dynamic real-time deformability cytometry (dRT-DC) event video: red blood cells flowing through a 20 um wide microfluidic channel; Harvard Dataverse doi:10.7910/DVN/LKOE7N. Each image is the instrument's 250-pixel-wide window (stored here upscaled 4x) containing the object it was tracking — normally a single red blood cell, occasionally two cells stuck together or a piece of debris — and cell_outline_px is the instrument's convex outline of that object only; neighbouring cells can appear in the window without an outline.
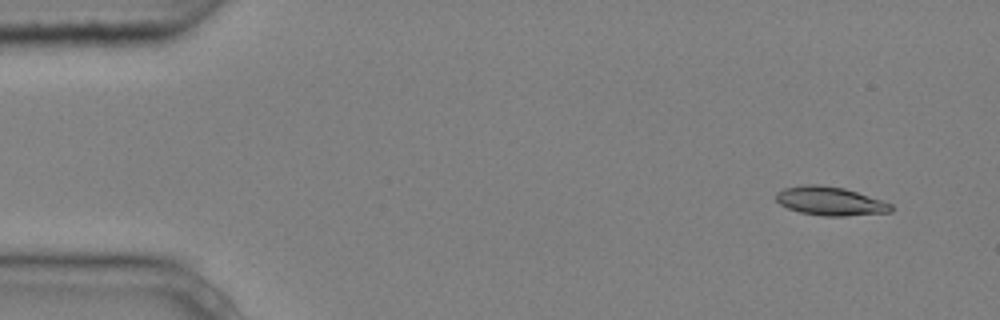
{"species": "common noctule bat (a hibernating species)", "species_latin": "Nyctalus noctula", "temperature_condition": "cold", "stored_images_in_passage": 4, "camera_frame_rate_fps": 3000, "um_per_image_px": 0.085, "animal": {"sex": "male", "body_mass_g": 20.4}, "frame": {"image": 1, "passage_image": 1, "time_ms": 0.0, "image_size_px": [1000, 320], "cell_outline_px": [[896, 208], [892, 212], [844, 216], [824, 216], [800, 212], [788, 208], [780, 204], [776, 200], [776, 192], [784, 188], [800, 184], [820, 184], [844, 188], [892, 204]], "centroid_in_image_um": [70.56, 17.09], "position_along_channel_um": 14.4, "area_um2": 19.31}}
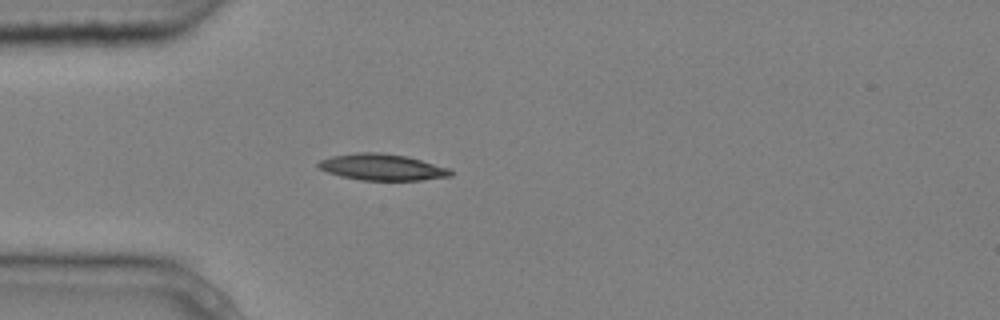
{"frame": {"image": 2, "passage_image": 4, "time_ms": 1.0, "image_size_px": [1000, 320], "cell_outline_px": [[452, 176], [420, 180], [360, 180], [340, 176], [316, 168], [316, 164], [320, 160], [332, 156], [356, 152], [376, 152], [404, 156], [420, 160], [448, 168], [452, 172]], "centroid_in_image_um": [32.41, 14.21], "position_along_channel_um": 52.6, "area_um2": 20.17}}